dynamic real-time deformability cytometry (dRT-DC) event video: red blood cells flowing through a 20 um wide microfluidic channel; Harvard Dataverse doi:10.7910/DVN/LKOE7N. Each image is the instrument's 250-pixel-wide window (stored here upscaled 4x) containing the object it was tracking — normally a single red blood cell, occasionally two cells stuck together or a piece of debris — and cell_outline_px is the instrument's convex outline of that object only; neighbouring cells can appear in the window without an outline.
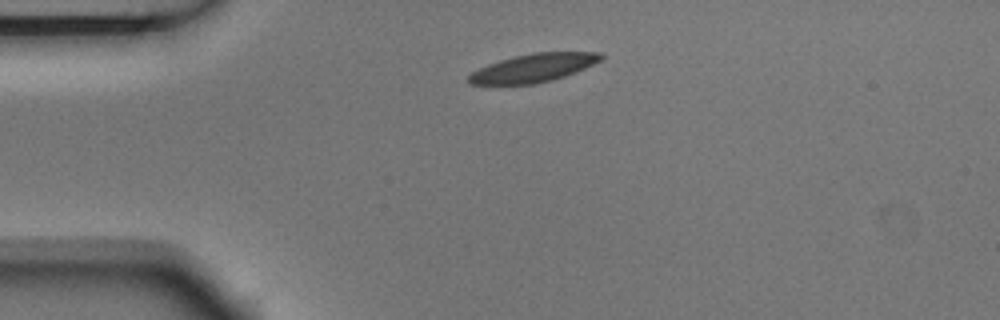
{"species": "Egyptian fruit bat (a non-hibernating species)", "species_latin": "Rousettus aegyptiacus", "temperature_condition": "room temperature", "stored_images_in_passage": 2, "camera_frame_rate_fps": 3000, "um_per_image_px": 0.085, "animal": {"sex": "male"}, "frame": {"image": 1, "passage_image": 1, "time_ms": 0.0, "image_size_px": [1000, 320], "cell_outline_px": [[604, 56], [600, 60], [576, 72], [552, 80], [532, 84], [468, 84], [468, 76], [472, 72], [488, 64], [512, 56], [532, 52], [604, 52]], "centroid_in_image_um": [45.34, 5.76], "position_along_channel_um": 39.7, "area_um2": 21.73}}